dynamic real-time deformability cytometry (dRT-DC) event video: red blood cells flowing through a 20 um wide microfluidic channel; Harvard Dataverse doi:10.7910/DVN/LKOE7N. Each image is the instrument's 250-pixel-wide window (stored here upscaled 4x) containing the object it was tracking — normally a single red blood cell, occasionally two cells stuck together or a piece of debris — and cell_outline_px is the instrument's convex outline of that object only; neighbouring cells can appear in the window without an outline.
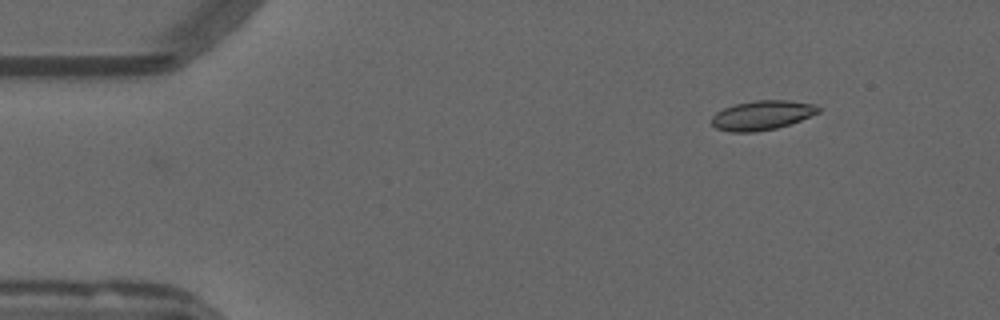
{"species": "common noctule bat (a hibernating species)", "species_latin": "Nyctalus noctula", "temperature_condition": "warm", "stored_images_in_passage": 36, "camera_frame_rate_fps": 3000, "um_per_image_px": 0.085, "animal": {"sex": "male", "forearm_length_mm": 52.5}, "frame": {"image": 1, "passage_image": 1, "time_ms": 0.0, "image_size_px": [1000, 320], "cell_outline_px": [[820, 112], [800, 120], [776, 128], [756, 132], [732, 132], [716, 128], [712, 124], [712, 116], [716, 112], [724, 108], [736, 104], [756, 100], [788, 100], [812, 104], [820, 108]], "centroid_in_image_um": [64.75, 9.8], "position_along_channel_um": 20.2, "area_um2": 18.09}}
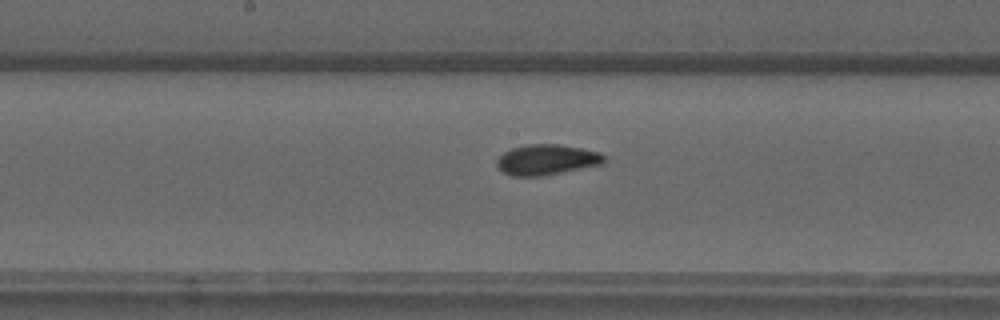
{"frame": {"image": 2, "passage_image": 22, "time_ms": 7.0, "image_size_px": [1000, 320], "cell_outline_px": [[604, 164], [544, 176], [512, 176], [504, 172], [496, 164], [496, 160], [504, 152], [512, 148], [528, 144], [560, 144], [600, 152], [604, 156]], "centroid_in_image_um": [46.48, 13.58], "position_along_channel_um": 201.7, "area_um2": 19.07}}
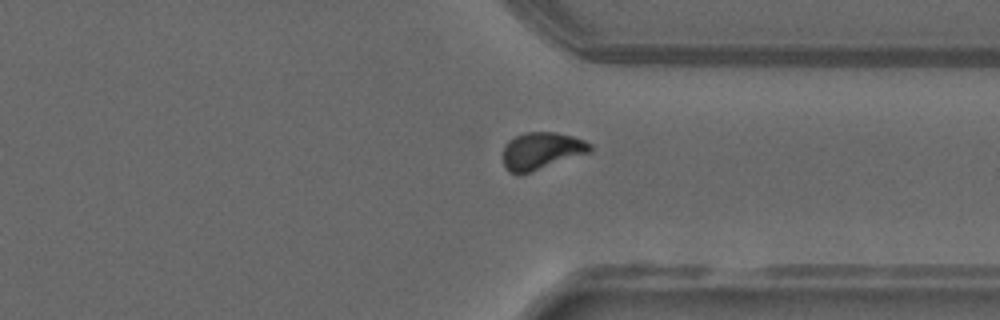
{"frame": {"image": 3, "passage_image": 35, "time_ms": 11.333, "image_size_px": [1000, 320], "cell_outline_px": [[592, 152], [520, 176], [508, 172], [504, 168], [504, 144], [508, 140], [524, 132], [556, 132], [572, 136], [584, 140], [592, 144]], "centroid_in_image_um": [46.02, 12.84], "position_along_channel_um": 365.4, "area_um2": 19.31}, "authors_computed_cell_mechanics": {"area_um2": 18.5827, "velocity_mm_per_s": 3.7896, "shape_relaxation_time_tau1_ms": 10.201, "shape_relaxation_time_tau2_ms": 0.9529, "deformation_change_tau1": 0.2121, "deformation_change_tau2": 0.0502}}